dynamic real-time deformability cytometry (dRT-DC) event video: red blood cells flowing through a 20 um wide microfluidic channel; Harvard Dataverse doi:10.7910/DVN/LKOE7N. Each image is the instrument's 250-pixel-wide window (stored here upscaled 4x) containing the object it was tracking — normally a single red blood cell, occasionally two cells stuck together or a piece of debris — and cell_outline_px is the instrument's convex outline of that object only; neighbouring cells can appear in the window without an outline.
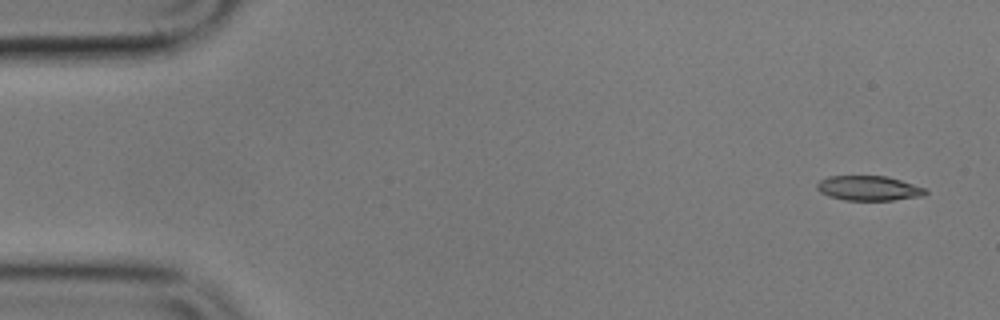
{"species": "common noctule bat (a hibernating species)", "species_latin": "Nyctalus noctula", "temperature_condition": "cold", "stored_images_in_passage": 5, "camera_frame_rate_fps": 3000, "um_per_image_px": 0.085, "animal": {"sex": "male", "body_mass_g": 17.9}, "frame": {"image": 1, "passage_image": 1, "time_ms": 0.0, "image_size_px": [1000, 320], "cell_outline_px": [[928, 192], [924, 196], [892, 200], [844, 200], [828, 196], [820, 192], [816, 188], [816, 184], [820, 180], [828, 176], [888, 176], [924, 188]], "centroid_in_image_um": [73.81, 16.0], "position_along_channel_um": 11.2, "area_um2": 15.66}}
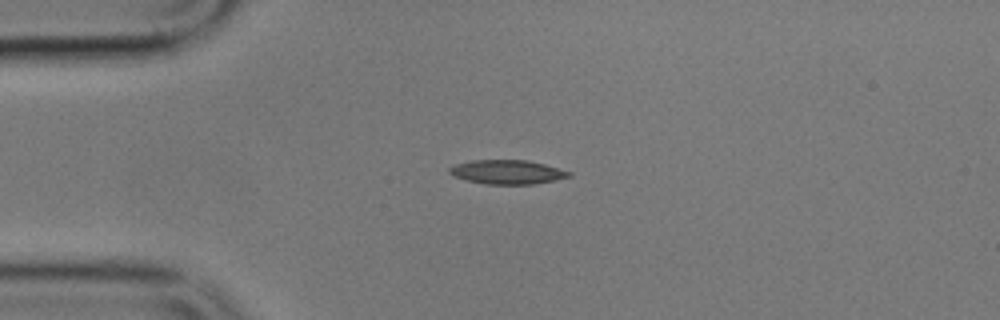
{"frame": {"image": 2, "passage_image": 4, "time_ms": 3.667, "image_size_px": [1000, 320], "cell_outline_px": [[572, 176], [556, 180], [532, 184], [488, 184], [468, 180], [452, 176], [448, 172], [448, 168], [456, 164], [472, 160], [528, 160], [544, 164], [572, 172]], "centroid_in_image_um": [43.12, 14.62], "position_along_channel_um": 41.9, "area_um2": 16.76}}